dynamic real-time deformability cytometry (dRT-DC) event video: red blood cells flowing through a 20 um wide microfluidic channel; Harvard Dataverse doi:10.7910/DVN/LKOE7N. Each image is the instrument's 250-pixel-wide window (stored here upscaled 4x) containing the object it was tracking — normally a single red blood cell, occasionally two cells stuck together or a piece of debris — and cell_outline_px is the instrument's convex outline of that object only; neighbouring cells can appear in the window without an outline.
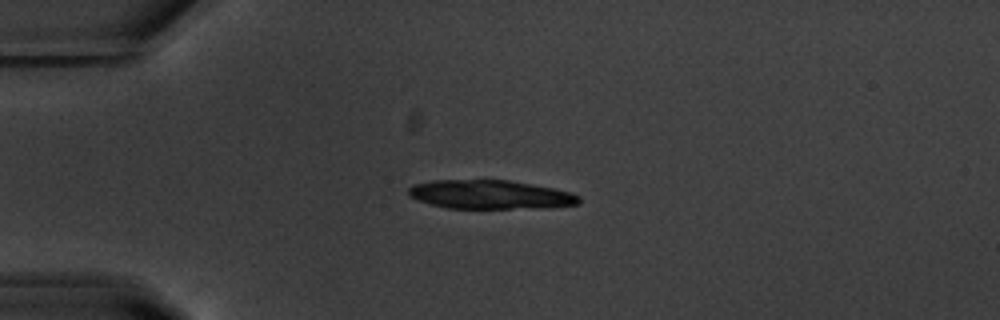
{"species": "common noctule bat (a hibernating species)", "species_latin": "Nyctalus noctula", "temperature_condition": "warm", "stored_images_in_passage": 41, "camera_frame_rate_fps": 3000, "um_per_image_px": 0.085, "animal": {"sex": "male", "body_mass_g": 20.1, "forearm_length_mm": 53.5}, "frame": {"image": 1, "passage_image": 1, "time_ms": 0.0, "image_size_px": [1000, 320], "cell_outline_px": [[580, 204], [548, 208], [448, 208], [432, 204], [408, 196], [408, 188], [412, 184], [432, 180], [508, 180], [532, 184], [552, 188], [568, 192], [580, 196]], "centroid_in_image_um": [41.67, 16.54], "position_along_channel_um": 43.3, "area_um2": 28.67}}